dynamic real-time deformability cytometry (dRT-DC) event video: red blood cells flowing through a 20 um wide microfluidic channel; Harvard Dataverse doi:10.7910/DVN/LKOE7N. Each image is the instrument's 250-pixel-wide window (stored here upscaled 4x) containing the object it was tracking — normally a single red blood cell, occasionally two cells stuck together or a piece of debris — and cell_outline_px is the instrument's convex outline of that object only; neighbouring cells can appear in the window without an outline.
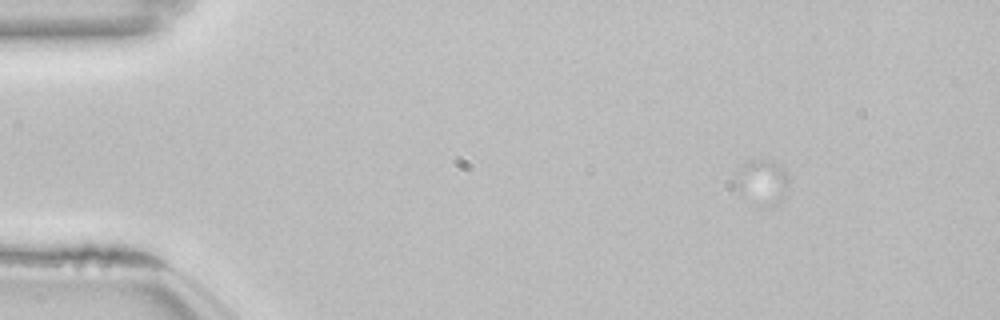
{"species": "common noctule bat (a hibernating species)", "species_latin": "Nyctalus noctula", "temperature_condition": "room temperature", "stored_images_in_passage": 7, "camera_frame_rate_fps": 3000, "um_per_image_px": 0.085, "animal": {"sex": "female", "body_mass_g": 22.7, "forearm_length_mm": 54.2}, "frame": {"image": 1, "passage_image": 1, "time_ms": 0.0, "image_size_px": [1000, 320], "cell_outline_px": [[788, 188], [784, 196], [776, 204], [760, 204], [740, 172], [740, 168], [748, 160], [768, 160], [780, 164], [788, 172]], "centroid_in_image_um": [65.1, 15.32], "position_along_channel_um": 19.9, "area_um2": 11.5}}